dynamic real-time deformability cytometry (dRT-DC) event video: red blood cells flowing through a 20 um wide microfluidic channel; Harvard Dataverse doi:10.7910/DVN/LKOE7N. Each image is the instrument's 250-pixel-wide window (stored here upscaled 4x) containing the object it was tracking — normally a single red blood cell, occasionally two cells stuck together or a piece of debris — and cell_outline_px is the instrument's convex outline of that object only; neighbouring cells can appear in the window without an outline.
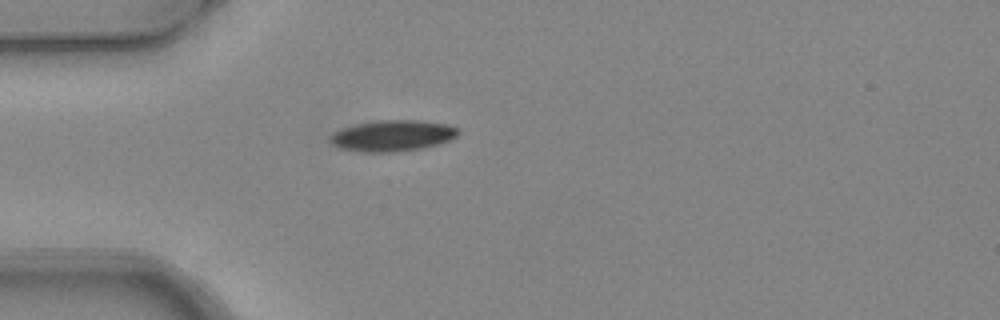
{"species": "common noctule bat (a hibernating species)", "species_latin": "Nyctalus noctula", "temperature_condition": "warm", "stored_images_in_passage": 1, "camera_frame_rate_fps": 3000, "um_per_image_px": 0.085, "animal": {"sex": "female", "body_mass_g": 24.6, "forearm_length_mm": 56.2}, "frame": {"image": 1, "passage_image": 1, "time_ms": 0.0, "image_size_px": [1000, 320], "cell_outline_px": [[460, 132], [456, 136], [440, 144], [424, 148], [396, 152], [360, 152], [336, 148], [328, 140], [328, 136], [332, 132], [340, 128], [356, 124], [376, 120], [416, 120], [448, 124], [456, 128]], "centroid_in_image_um": [33.29, 11.54], "position_along_channel_um": 51.7, "area_um2": 23.64}}